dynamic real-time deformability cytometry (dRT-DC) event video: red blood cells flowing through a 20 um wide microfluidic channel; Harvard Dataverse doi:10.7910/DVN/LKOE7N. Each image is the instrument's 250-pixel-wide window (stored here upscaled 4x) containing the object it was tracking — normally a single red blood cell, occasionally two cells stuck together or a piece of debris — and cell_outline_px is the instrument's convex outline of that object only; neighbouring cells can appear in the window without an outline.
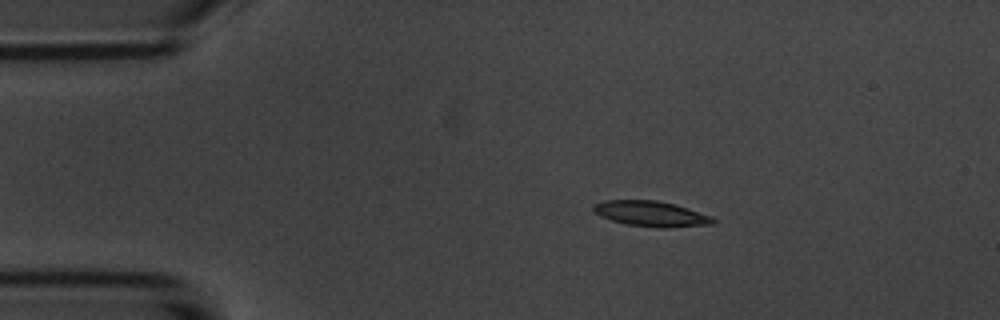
{"species": "common noctule bat (a hibernating species)", "species_latin": "Nyctalus noctula", "temperature_condition": "room temperature", "stored_images_in_passage": 4, "camera_frame_rate_fps": 3000, "um_per_image_px": 0.085, "animal": {"sex": "male", "body_mass_g": 20.1, "forearm_length_mm": 53.5}, "frame": {"image": 1, "passage_image": 3, "time_ms": 2.333, "image_size_px": [1000, 320], "cell_outline_px": [[716, 220], [712, 224], [668, 228], [656, 228], [624, 224], [600, 216], [592, 208], [592, 204], [604, 200], [656, 200], [676, 204], [712, 216]], "centroid_in_image_um": [55.34, 18.17], "position_along_channel_um": 29.7, "area_um2": 17.92}}